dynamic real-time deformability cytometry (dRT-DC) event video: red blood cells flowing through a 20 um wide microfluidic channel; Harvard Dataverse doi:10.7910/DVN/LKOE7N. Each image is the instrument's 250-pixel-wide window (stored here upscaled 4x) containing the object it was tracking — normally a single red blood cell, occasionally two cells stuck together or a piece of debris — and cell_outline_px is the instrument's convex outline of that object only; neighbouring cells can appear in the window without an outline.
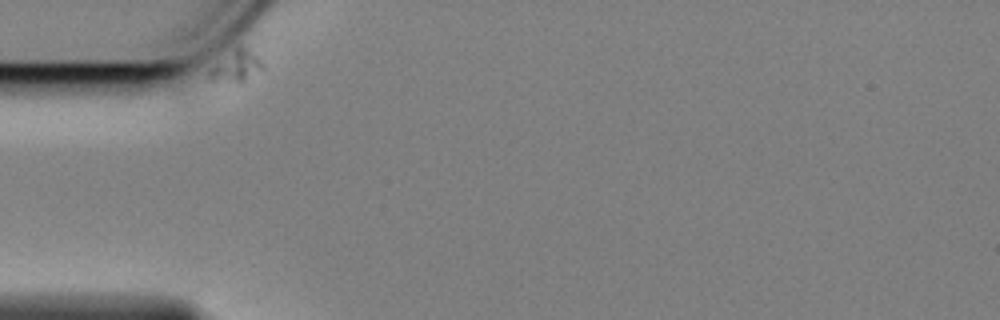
{"species": "Egyptian fruit bat (a non-hibernating species)", "species_latin": "Rousettus aegyptiacus", "temperature_condition": "cold", "stored_images_in_passage": 45, "camera_frame_rate_fps": 3000, "um_per_image_px": 0.085, "animal": {"sex": "female"}, "frame": {"image": 1, "passage_image": 1, "time_ms": 0.0, "image_size_px": [1000, 320], "cell_outline_px": [[264, 68], [244, 84], [240, 84], [208, 80], [208, 68], [236, 44], [244, 44], [264, 64]], "centroid_in_image_um": [20.04, 5.62], "position_along_channel_um": 65.0, "area_um2": 10.69}}
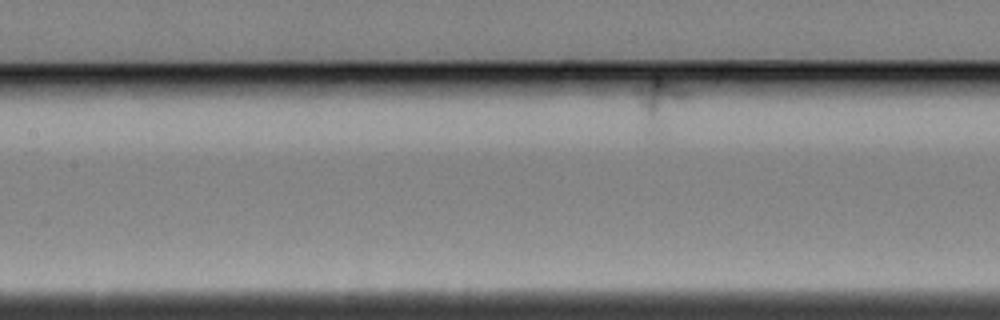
{"frame": {"image": 2, "passage_image": 14, "time_ms": 4.333, "image_size_px": [1000, 320], "cell_outline_px": [[688, 92], [660, 132], [648, 136], [640, 128], [640, 88], [656, 76]], "centroid_in_image_um": [55.96, 8.87], "position_along_channel_um": 151.4, "area_um2": 13.01}}